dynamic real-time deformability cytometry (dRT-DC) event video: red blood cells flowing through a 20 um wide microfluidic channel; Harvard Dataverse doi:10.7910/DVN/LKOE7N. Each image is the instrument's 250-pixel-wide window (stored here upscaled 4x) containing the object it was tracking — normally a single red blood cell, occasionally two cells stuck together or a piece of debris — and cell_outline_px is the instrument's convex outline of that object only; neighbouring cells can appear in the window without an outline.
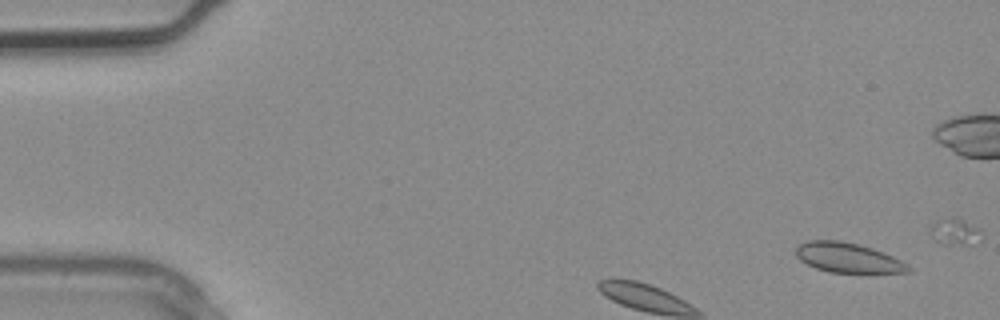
{"species": "common noctule bat (a hibernating species)", "species_latin": "Nyctalus noctula", "temperature_condition": "warm", "stored_images_in_passage": 3, "camera_frame_rate_fps": 3000, "um_per_image_px": 0.085, "animal": {"sex": "male", "body_mass_g": 20.4}, "frame": {"image": 1, "passage_image": 1, "time_ms": 0.0, "image_size_px": [1000, 320], "cell_outline_px": [[912, 268], [908, 272], [828, 272], [816, 268], [800, 260], [796, 256], [796, 244], [808, 240], [840, 240], [860, 244], [872, 248], [892, 256], [908, 264]], "centroid_in_image_um": [72.03, 21.88], "position_along_channel_um": 13.0, "area_um2": 19.48}}